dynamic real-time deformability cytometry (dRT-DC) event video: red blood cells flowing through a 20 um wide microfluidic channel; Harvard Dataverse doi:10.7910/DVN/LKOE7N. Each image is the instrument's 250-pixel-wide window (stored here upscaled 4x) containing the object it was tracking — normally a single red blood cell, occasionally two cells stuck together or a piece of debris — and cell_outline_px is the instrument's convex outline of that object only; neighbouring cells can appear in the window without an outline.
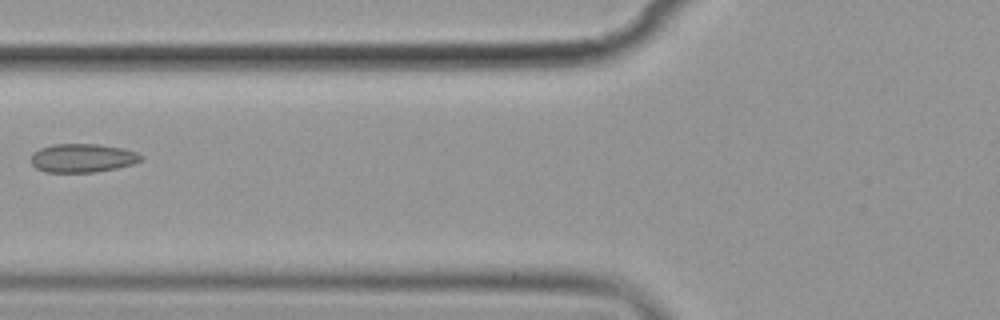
{"species": "common noctule bat (a hibernating species)", "species_latin": "Nyctalus noctula", "temperature_condition": "cold", "stored_images_in_passage": 7, "camera_frame_rate_fps": 3000, "um_per_image_px": 0.085, "animal": {"sex": "female", "body_mass_g": 19.9}, "frame": {"image": 1, "passage_image": 7, "time_ms": 7.0, "image_size_px": [1000, 320], "cell_outline_px": [[144, 160], [132, 164], [116, 168], [96, 172], [44, 172], [36, 168], [32, 164], [32, 152], [40, 148], [52, 144], [96, 144], [120, 148], [136, 152], [144, 156]], "centroid_in_image_um": [7.01, 13.43], "position_along_channel_um": 118.8, "area_um2": 18.38}}